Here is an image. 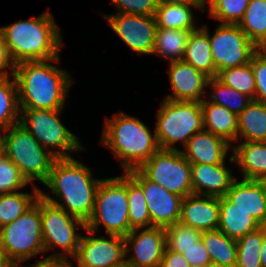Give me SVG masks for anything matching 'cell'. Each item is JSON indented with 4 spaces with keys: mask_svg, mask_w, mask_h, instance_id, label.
Segmentation results:
<instances>
[{
    "mask_svg": "<svg viewBox=\"0 0 266 267\" xmlns=\"http://www.w3.org/2000/svg\"><path fill=\"white\" fill-rule=\"evenodd\" d=\"M92 175L88 166L73 157L56 159L44 185L59 200L42 189L40 196L86 223L92 215L96 191L102 180Z\"/></svg>",
    "mask_w": 266,
    "mask_h": 267,
    "instance_id": "cell-1",
    "label": "cell"
},
{
    "mask_svg": "<svg viewBox=\"0 0 266 267\" xmlns=\"http://www.w3.org/2000/svg\"><path fill=\"white\" fill-rule=\"evenodd\" d=\"M48 61H28L15 65L13 76L18 88L20 109H64L68 90L74 80L66 70Z\"/></svg>",
    "mask_w": 266,
    "mask_h": 267,
    "instance_id": "cell-2",
    "label": "cell"
},
{
    "mask_svg": "<svg viewBox=\"0 0 266 267\" xmlns=\"http://www.w3.org/2000/svg\"><path fill=\"white\" fill-rule=\"evenodd\" d=\"M60 31L49 10L38 17L0 27L15 65L41 60L58 63L64 44Z\"/></svg>",
    "mask_w": 266,
    "mask_h": 267,
    "instance_id": "cell-3",
    "label": "cell"
},
{
    "mask_svg": "<svg viewBox=\"0 0 266 267\" xmlns=\"http://www.w3.org/2000/svg\"><path fill=\"white\" fill-rule=\"evenodd\" d=\"M106 117L101 145L108 147L120 161L123 172L139 169L160 149L156 134L139 118L122 111Z\"/></svg>",
    "mask_w": 266,
    "mask_h": 267,
    "instance_id": "cell-4",
    "label": "cell"
},
{
    "mask_svg": "<svg viewBox=\"0 0 266 267\" xmlns=\"http://www.w3.org/2000/svg\"><path fill=\"white\" fill-rule=\"evenodd\" d=\"M127 172L121 176L102 179L95 195L94 209L86 228L94 231L102 224L107 235L127 236L133 229L129 224Z\"/></svg>",
    "mask_w": 266,
    "mask_h": 267,
    "instance_id": "cell-5",
    "label": "cell"
},
{
    "mask_svg": "<svg viewBox=\"0 0 266 267\" xmlns=\"http://www.w3.org/2000/svg\"><path fill=\"white\" fill-rule=\"evenodd\" d=\"M155 134L160 149L180 150L195 134L204 130L203 113L200 102L164 99L157 114ZM181 142V143H180Z\"/></svg>",
    "mask_w": 266,
    "mask_h": 267,
    "instance_id": "cell-6",
    "label": "cell"
},
{
    "mask_svg": "<svg viewBox=\"0 0 266 267\" xmlns=\"http://www.w3.org/2000/svg\"><path fill=\"white\" fill-rule=\"evenodd\" d=\"M0 250L13 267L45 252L41 228V196L24 214L0 228Z\"/></svg>",
    "mask_w": 266,
    "mask_h": 267,
    "instance_id": "cell-7",
    "label": "cell"
},
{
    "mask_svg": "<svg viewBox=\"0 0 266 267\" xmlns=\"http://www.w3.org/2000/svg\"><path fill=\"white\" fill-rule=\"evenodd\" d=\"M61 114L62 110L20 109L19 120L41 146L57 159L71 158L70 152L85 151L79 138L61 122Z\"/></svg>",
    "mask_w": 266,
    "mask_h": 267,
    "instance_id": "cell-8",
    "label": "cell"
},
{
    "mask_svg": "<svg viewBox=\"0 0 266 267\" xmlns=\"http://www.w3.org/2000/svg\"><path fill=\"white\" fill-rule=\"evenodd\" d=\"M2 153L19 168L28 183L38 180L44 184L57 159L19 122L6 130Z\"/></svg>",
    "mask_w": 266,
    "mask_h": 267,
    "instance_id": "cell-9",
    "label": "cell"
},
{
    "mask_svg": "<svg viewBox=\"0 0 266 267\" xmlns=\"http://www.w3.org/2000/svg\"><path fill=\"white\" fill-rule=\"evenodd\" d=\"M77 227L85 230L86 223L68 214L61 207L50 203L41 196V228L45 252L60 248L46 259H68L74 257L82 235L77 234Z\"/></svg>",
    "mask_w": 266,
    "mask_h": 267,
    "instance_id": "cell-10",
    "label": "cell"
},
{
    "mask_svg": "<svg viewBox=\"0 0 266 267\" xmlns=\"http://www.w3.org/2000/svg\"><path fill=\"white\" fill-rule=\"evenodd\" d=\"M139 170L170 193L183 198L193 194L191 163L181 150L159 149Z\"/></svg>",
    "mask_w": 266,
    "mask_h": 267,
    "instance_id": "cell-11",
    "label": "cell"
},
{
    "mask_svg": "<svg viewBox=\"0 0 266 267\" xmlns=\"http://www.w3.org/2000/svg\"><path fill=\"white\" fill-rule=\"evenodd\" d=\"M200 27L209 37L216 77L223 69L250 63L258 50L238 24L220 23L213 35H210L207 25Z\"/></svg>",
    "mask_w": 266,
    "mask_h": 267,
    "instance_id": "cell-12",
    "label": "cell"
},
{
    "mask_svg": "<svg viewBox=\"0 0 266 267\" xmlns=\"http://www.w3.org/2000/svg\"><path fill=\"white\" fill-rule=\"evenodd\" d=\"M102 16L132 52L153 55L157 28L154 15L115 13Z\"/></svg>",
    "mask_w": 266,
    "mask_h": 267,
    "instance_id": "cell-13",
    "label": "cell"
},
{
    "mask_svg": "<svg viewBox=\"0 0 266 267\" xmlns=\"http://www.w3.org/2000/svg\"><path fill=\"white\" fill-rule=\"evenodd\" d=\"M89 236H81L76 255L77 267H115L126 261L125 238L119 235L94 237L96 233L85 228Z\"/></svg>",
    "mask_w": 266,
    "mask_h": 267,
    "instance_id": "cell-14",
    "label": "cell"
},
{
    "mask_svg": "<svg viewBox=\"0 0 266 267\" xmlns=\"http://www.w3.org/2000/svg\"><path fill=\"white\" fill-rule=\"evenodd\" d=\"M141 187L151 218V227H167L180 220L183 197L149 180L139 169L127 172Z\"/></svg>",
    "mask_w": 266,
    "mask_h": 267,
    "instance_id": "cell-15",
    "label": "cell"
},
{
    "mask_svg": "<svg viewBox=\"0 0 266 267\" xmlns=\"http://www.w3.org/2000/svg\"><path fill=\"white\" fill-rule=\"evenodd\" d=\"M124 238L126 262L130 266L160 267L167 247L163 227L136 228ZM130 251H133V254H130Z\"/></svg>",
    "mask_w": 266,
    "mask_h": 267,
    "instance_id": "cell-16",
    "label": "cell"
},
{
    "mask_svg": "<svg viewBox=\"0 0 266 267\" xmlns=\"http://www.w3.org/2000/svg\"><path fill=\"white\" fill-rule=\"evenodd\" d=\"M168 77L173 94L164 99L202 102L209 77L183 60L169 63Z\"/></svg>",
    "mask_w": 266,
    "mask_h": 267,
    "instance_id": "cell-17",
    "label": "cell"
},
{
    "mask_svg": "<svg viewBox=\"0 0 266 267\" xmlns=\"http://www.w3.org/2000/svg\"><path fill=\"white\" fill-rule=\"evenodd\" d=\"M219 197L191 194L181 202L179 222L200 231L216 230L219 225Z\"/></svg>",
    "mask_w": 266,
    "mask_h": 267,
    "instance_id": "cell-18",
    "label": "cell"
},
{
    "mask_svg": "<svg viewBox=\"0 0 266 267\" xmlns=\"http://www.w3.org/2000/svg\"><path fill=\"white\" fill-rule=\"evenodd\" d=\"M225 197L237 208L253 216L266 226V181L244 180L232 182Z\"/></svg>",
    "mask_w": 266,
    "mask_h": 267,
    "instance_id": "cell-19",
    "label": "cell"
},
{
    "mask_svg": "<svg viewBox=\"0 0 266 267\" xmlns=\"http://www.w3.org/2000/svg\"><path fill=\"white\" fill-rule=\"evenodd\" d=\"M231 147L232 144L222 137L203 130L187 141L181 153L191 164L216 165L225 162Z\"/></svg>",
    "mask_w": 266,
    "mask_h": 267,
    "instance_id": "cell-20",
    "label": "cell"
},
{
    "mask_svg": "<svg viewBox=\"0 0 266 267\" xmlns=\"http://www.w3.org/2000/svg\"><path fill=\"white\" fill-rule=\"evenodd\" d=\"M233 170L224 163L191 164L193 193L199 195L224 197L236 179Z\"/></svg>",
    "mask_w": 266,
    "mask_h": 267,
    "instance_id": "cell-21",
    "label": "cell"
},
{
    "mask_svg": "<svg viewBox=\"0 0 266 267\" xmlns=\"http://www.w3.org/2000/svg\"><path fill=\"white\" fill-rule=\"evenodd\" d=\"M228 160L236 163L244 180H266V142H240L232 145Z\"/></svg>",
    "mask_w": 266,
    "mask_h": 267,
    "instance_id": "cell-22",
    "label": "cell"
},
{
    "mask_svg": "<svg viewBox=\"0 0 266 267\" xmlns=\"http://www.w3.org/2000/svg\"><path fill=\"white\" fill-rule=\"evenodd\" d=\"M200 103L204 130L222 137L230 144L237 143L238 115L206 98Z\"/></svg>",
    "mask_w": 266,
    "mask_h": 267,
    "instance_id": "cell-23",
    "label": "cell"
},
{
    "mask_svg": "<svg viewBox=\"0 0 266 267\" xmlns=\"http://www.w3.org/2000/svg\"><path fill=\"white\" fill-rule=\"evenodd\" d=\"M220 216L218 228L235 240L255 231L262 225L249 213L237 208L225 196L219 197Z\"/></svg>",
    "mask_w": 266,
    "mask_h": 267,
    "instance_id": "cell-24",
    "label": "cell"
},
{
    "mask_svg": "<svg viewBox=\"0 0 266 267\" xmlns=\"http://www.w3.org/2000/svg\"><path fill=\"white\" fill-rule=\"evenodd\" d=\"M182 60L209 78L216 77L209 37L202 28L191 31Z\"/></svg>",
    "mask_w": 266,
    "mask_h": 267,
    "instance_id": "cell-25",
    "label": "cell"
},
{
    "mask_svg": "<svg viewBox=\"0 0 266 267\" xmlns=\"http://www.w3.org/2000/svg\"><path fill=\"white\" fill-rule=\"evenodd\" d=\"M266 142V103L252 100L238 115L237 141Z\"/></svg>",
    "mask_w": 266,
    "mask_h": 267,
    "instance_id": "cell-26",
    "label": "cell"
},
{
    "mask_svg": "<svg viewBox=\"0 0 266 267\" xmlns=\"http://www.w3.org/2000/svg\"><path fill=\"white\" fill-rule=\"evenodd\" d=\"M206 9L205 4H160L155 12L156 25L159 28L196 30L192 8Z\"/></svg>",
    "mask_w": 266,
    "mask_h": 267,
    "instance_id": "cell-27",
    "label": "cell"
},
{
    "mask_svg": "<svg viewBox=\"0 0 266 267\" xmlns=\"http://www.w3.org/2000/svg\"><path fill=\"white\" fill-rule=\"evenodd\" d=\"M202 243L207 249L211 263L235 267L237 263V242L219 229L202 231Z\"/></svg>",
    "mask_w": 266,
    "mask_h": 267,
    "instance_id": "cell-28",
    "label": "cell"
},
{
    "mask_svg": "<svg viewBox=\"0 0 266 267\" xmlns=\"http://www.w3.org/2000/svg\"><path fill=\"white\" fill-rule=\"evenodd\" d=\"M194 30L156 28L153 55H158L170 62L182 60L187 40Z\"/></svg>",
    "mask_w": 266,
    "mask_h": 267,
    "instance_id": "cell-29",
    "label": "cell"
},
{
    "mask_svg": "<svg viewBox=\"0 0 266 267\" xmlns=\"http://www.w3.org/2000/svg\"><path fill=\"white\" fill-rule=\"evenodd\" d=\"M238 25L258 49L266 45V0H250Z\"/></svg>",
    "mask_w": 266,
    "mask_h": 267,
    "instance_id": "cell-30",
    "label": "cell"
},
{
    "mask_svg": "<svg viewBox=\"0 0 266 267\" xmlns=\"http://www.w3.org/2000/svg\"><path fill=\"white\" fill-rule=\"evenodd\" d=\"M33 185L31 194L20 191L0 194V228L13 222L35 204L40 196V188Z\"/></svg>",
    "mask_w": 266,
    "mask_h": 267,
    "instance_id": "cell-31",
    "label": "cell"
},
{
    "mask_svg": "<svg viewBox=\"0 0 266 267\" xmlns=\"http://www.w3.org/2000/svg\"><path fill=\"white\" fill-rule=\"evenodd\" d=\"M207 87L212 88V91L207 98L210 102L221 105L236 115L243 112L253 100L245 93L225 85L217 77L209 78Z\"/></svg>",
    "mask_w": 266,
    "mask_h": 267,
    "instance_id": "cell-32",
    "label": "cell"
},
{
    "mask_svg": "<svg viewBox=\"0 0 266 267\" xmlns=\"http://www.w3.org/2000/svg\"><path fill=\"white\" fill-rule=\"evenodd\" d=\"M129 224L132 229L151 227V218L142 187L127 173Z\"/></svg>",
    "mask_w": 266,
    "mask_h": 267,
    "instance_id": "cell-33",
    "label": "cell"
},
{
    "mask_svg": "<svg viewBox=\"0 0 266 267\" xmlns=\"http://www.w3.org/2000/svg\"><path fill=\"white\" fill-rule=\"evenodd\" d=\"M19 120L18 88L12 75V80L10 76L0 80V125L8 129Z\"/></svg>",
    "mask_w": 266,
    "mask_h": 267,
    "instance_id": "cell-34",
    "label": "cell"
},
{
    "mask_svg": "<svg viewBox=\"0 0 266 267\" xmlns=\"http://www.w3.org/2000/svg\"><path fill=\"white\" fill-rule=\"evenodd\" d=\"M265 235L266 226H261L236 240L237 263L235 267H262L260 248Z\"/></svg>",
    "mask_w": 266,
    "mask_h": 267,
    "instance_id": "cell-35",
    "label": "cell"
},
{
    "mask_svg": "<svg viewBox=\"0 0 266 267\" xmlns=\"http://www.w3.org/2000/svg\"><path fill=\"white\" fill-rule=\"evenodd\" d=\"M217 78L234 90L245 93L255 99L256 83L251 61L242 66L223 69L217 74Z\"/></svg>",
    "mask_w": 266,
    "mask_h": 267,
    "instance_id": "cell-36",
    "label": "cell"
},
{
    "mask_svg": "<svg viewBox=\"0 0 266 267\" xmlns=\"http://www.w3.org/2000/svg\"><path fill=\"white\" fill-rule=\"evenodd\" d=\"M211 18L222 24H239L250 0H205Z\"/></svg>",
    "mask_w": 266,
    "mask_h": 267,
    "instance_id": "cell-37",
    "label": "cell"
},
{
    "mask_svg": "<svg viewBox=\"0 0 266 267\" xmlns=\"http://www.w3.org/2000/svg\"><path fill=\"white\" fill-rule=\"evenodd\" d=\"M166 233V246L169 250L181 253L182 249L194 246L201 239L202 231L191 226L177 222L164 228Z\"/></svg>",
    "mask_w": 266,
    "mask_h": 267,
    "instance_id": "cell-38",
    "label": "cell"
},
{
    "mask_svg": "<svg viewBox=\"0 0 266 267\" xmlns=\"http://www.w3.org/2000/svg\"><path fill=\"white\" fill-rule=\"evenodd\" d=\"M28 184L19 168L0 153V194L19 191Z\"/></svg>",
    "mask_w": 266,
    "mask_h": 267,
    "instance_id": "cell-39",
    "label": "cell"
},
{
    "mask_svg": "<svg viewBox=\"0 0 266 267\" xmlns=\"http://www.w3.org/2000/svg\"><path fill=\"white\" fill-rule=\"evenodd\" d=\"M251 67L256 83L255 99L266 103V53L258 49L251 58Z\"/></svg>",
    "mask_w": 266,
    "mask_h": 267,
    "instance_id": "cell-40",
    "label": "cell"
},
{
    "mask_svg": "<svg viewBox=\"0 0 266 267\" xmlns=\"http://www.w3.org/2000/svg\"><path fill=\"white\" fill-rule=\"evenodd\" d=\"M117 8V13L136 15H155L156 0H110Z\"/></svg>",
    "mask_w": 266,
    "mask_h": 267,
    "instance_id": "cell-41",
    "label": "cell"
},
{
    "mask_svg": "<svg viewBox=\"0 0 266 267\" xmlns=\"http://www.w3.org/2000/svg\"><path fill=\"white\" fill-rule=\"evenodd\" d=\"M182 255L190 265L208 267L211 264L209 253L201 239L194 246L182 249Z\"/></svg>",
    "mask_w": 266,
    "mask_h": 267,
    "instance_id": "cell-42",
    "label": "cell"
},
{
    "mask_svg": "<svg viewBox=\"0 0 266 267\" xmlns=\"http://www.w3.org/2000/svg\"><path fill=\"white\" fill-rule=\"evenodd\" d=\"M9 68L11 69V75H9L7 71V69L10 70ZM14 68L15 64L9 55L4 37L0 32V80L4 79L5 77L12 76L14 73Z\"/></svg>",
    "mask_w": 266,
    "mask_h": 267,
    "instance_id": "cell-43",
    "label": "cell"
},
{
    "mask_svg": "<svg viewBox=\"0 0 266 267\" xmlns=\"http://www.w3.org/2000/svg\"><path fill=\"white\" fill-rule=\"evenodd\" d=\"M160 267H190V264L181 253L171 251L166 247Z\"/></svg>",
    "mask_w": 266,
    "mask_h": 267,
    "instance_id": "cell-44",
    "label": "cell"
},
{
    "mask_svg": "<svg viewBox=\"0 0 266 267\" xmlns=\"http://www.w3.org/2000/svg\"><path fill=\"white\" fill-rule=\"evenodd\" d=\"M17 267H24L21 264ZM30 267H74L68 259H46L38 260L35 264Z\"/></svg>",
    "mask_w": 266,
    "mask_h": 267,
    "instance_id": "cell-45",
    "label": "cell"
},
{
    "mask_svg": "<svg viewBox=\"0 0 266 267\" xmlns=\"http://www.w3.org/2000/svg\"><path fill=\"white\" fill-rule=\"evenodd\" d=\"M157 4H205V0H156Z\"/></svg>",
    "mask_w": 266,
    "mask_h": 267,
    "instance_id": "cell-46",
    "label": "cell"
},
{
    "mask_svg": "<svg viewBox=\"0 0 266 267\" xmlns=\"http://www.w3.org/2000/svg\"><path fill=\"white\" fill-rule=\"evenodd\" d=\"M261 266L266 267V235L263 238L262 246L260 248Z\"/></svg>",
    "mask_w": 266,
    "mask_h": 267,
    "instance_id": "cell-47",
    "label": "cell"
},
{
    "mask_svg": "<svg viewBox=\"0 0 266 267\" xmlns=\"http://www.w3.org/2000/svg\"><path fill=\"white\" fill-rule=\"evenodd\" d=\"M6 130H7L6 127L0 125V153H2L3 148H4V140H5Z\"/></svg>",
    "mask_w": 266,
    "mask_h": 267,
    "instance_id": "cell-48",
    "label": "cell"
},
{
    "mask_svg": "<svg viewBox=\"0 0 266 267\" xmlns=\"http://www.w3.org/2000/svg\"><path fill=\"white\" fill-rule=\"evenodd\" d=\"M0 267H13L5 258V255L0 250Z\"/></svg>",
    "mask_w": 266,
    "mask_h": 267,
    "instance_id": "cell-49",
    "label": "cell"
},
{
    "mask_svg": "<svg viewBox=\"0 0 266 267\" xmlns=\"http://www.w3.org/2000/svg\"><path fill=\"white\" fill-rule=\"evenodd\" d=\"M115 267H132V266H130V265L125 261L123 264H121V265H119V266H115Z\"/></svg>",
    "mask_w": 266,
    "mask_h": 267,
    "instance_id": "cell-50",
    "label": "cell"
},
{
    "mask_svg": "<svg viewBox=\"0 0 266 267\" xmlns=\"http://www.w3.org/2000/svg\"><path fill=\"white\" fill-rule=\"evenodd\" d=\"M208 267H227V266H222V265H216V264H210Z\"/></svg>",
    "mask_w": 266,
    "mask_h": 267,
    "instance_id": "cell-51",
    "label": "cell"
},
{
    "mask_svg": "<svg viewBox=\"0 0 266 267\" xmlns=\"http://www.w3.org/2000/svg\"><path fill=\"white\" fill-rule=\"evenodd\" d=\"M190 267H204V266H201V265H190Z\"/></svg>",
    "mask_w": 266,
    "mask_h": 267,
    "instance_id": "cell-52",
    "label": "cell"
},
{
    "mask_svg": "<svg viewBox=\"0 0 266 267\" xmlns=\"http://www.w3.org/2000/svg\"><path fill=\"white\" fill-rule=\"evenodd\" d=\"M266 53V45L261 48Z\"/></svg>",
    "mask_w": 266,
    "mask_h": 267,
    "instance_id": "cell-53",
    "label": "cell"
}]
</instances>
